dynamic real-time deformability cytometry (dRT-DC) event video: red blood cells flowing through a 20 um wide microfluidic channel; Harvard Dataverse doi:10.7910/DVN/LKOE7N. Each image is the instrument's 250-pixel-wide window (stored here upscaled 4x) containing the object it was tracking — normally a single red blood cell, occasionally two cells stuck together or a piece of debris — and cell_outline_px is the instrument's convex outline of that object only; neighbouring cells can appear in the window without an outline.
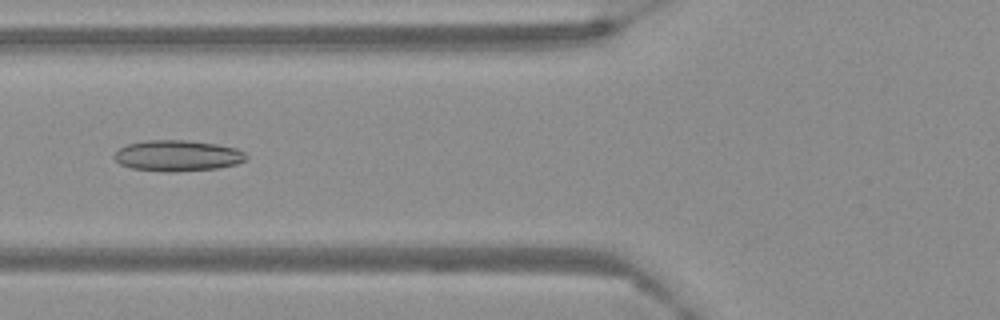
{"species": "Egyptian fruit bat (a non-hibernating species)", "species_latin": "Rousettus aegyptiacus", "temperature_condition": "warm", "stored_images_in_passage": 41, "camera_frame_rate_fps": 3000, "um_per_image_px": 0.085, "frame": {"image": 1, "passage_image": 4, "time_ms": 1.0, "image_size_px": [1000, 320], "cell_outline_px": [[248, 156], [244, 160], [236, 164], [220, 168], [172, 172], [164, 172], [132, 168], [120, 164], [112, 156], [120, 148], [128, 144], [144, 140], [188, 140], [216, 144], [236, 148], [244, 152]], "centroid_in_image_um": [15.09, 13.23], "position_along_channel_um": 110.7, "area_um2": 23.87}}
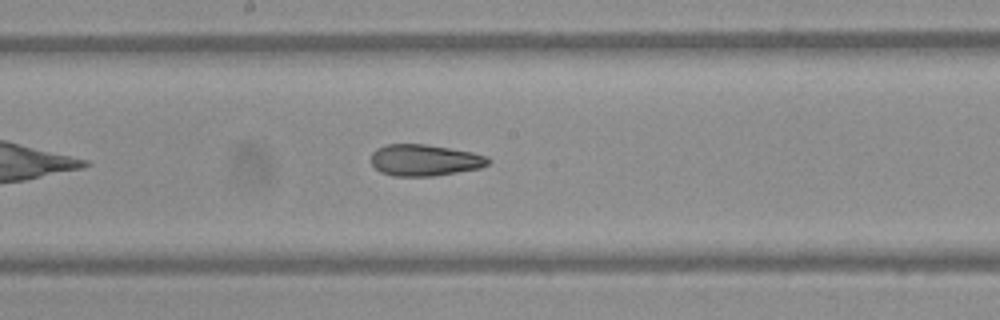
{"frame": {"image": 2, "passage_image": 13, "time_ms": 4.0, "image_size_px": [1000, 320], "cell_outline_px": [[492, 160], [488, 164], [480, 168], [432, 176], [392, 176], [380, 172], [372, 164], [372, 152], [376, 148], [388, 144], [428, 144], [472, 152], [488, 156]], "centroid_in_image_um": [36.1, 13.61], "position_along_channel_um": 212.1, "area_um2": 21.56}}
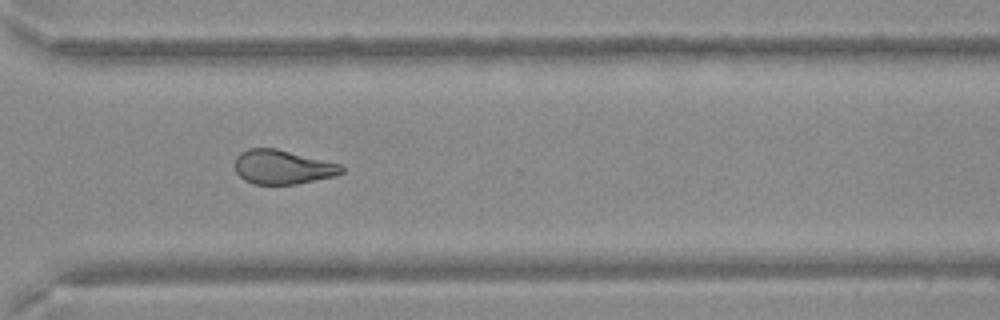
{"frame": {"image": 3, "passage_image": 25, "time_ms": 8.0, "image_size_px": [1000, 320], "cell_outline_px": [[344, 172], [336, 176], [296, 184], [256, 184], [244, 180], [236, 172], [236, 156], [240, 152], [248, 148], [276, 148], [340, 164], [344, 168]], "centroid_in_image_um": [24.03, 14.2], "position_along_channel_um": 346.6, "area_um2": 21.21}}